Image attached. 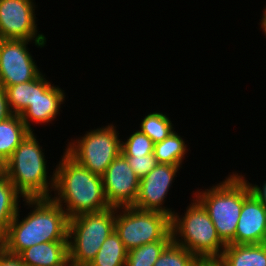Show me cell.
<instances>
[{
  "label": "cell",
  "mask_w": 266,
  "mask_h": 266,
  "mask_svg": "<svg viewBox=\"0 0 266 266\" xmlns=\"http://www.w3.org/2000/svg\"><path fill=\"white\" fill-rule=\"evenodd\" d=\"M33 208L22 221L19 210L0 241L8 253L18 255L31 246L51 241H68L69 217L51 198L24 199Z\"/></svg>",
  "instance_id": "1"
},
{
  "label": "cell",
  "mask_w": 266,
  "mask_h": 266,
  "mask_svg": "<svg viewBox=\"0 0 266 266\" xmlns=\"http://www.w3.org/2000/svg\"><path fill=\"white\" fill-rule=\"evenodd\" d=\"M53 173V191H56L55 196L58 194L50 198L65 210L69 218L110 207L105 197L102 176L79 164L66 151Z\"/></svg>",
  "instance_id": "2"
},
{
  "label": "cell",
  "mask_w": 266,
  "mask_h": 266,
  "mask_svg": "<svg viewBox=\"0 0 266 266\" xmlns=\"http://www.w3.org/2000/svg\"><path fill=\"white\" fill-rule=\"evenodd\" d=\"M250 193L247 180L238 173L230 174L226 180L209 190L195 192V199L207 211L218 236L225 244H235L243 202Z\"/></svg>",
  "instance_id": "3"
},
{
  "label": "cell",
  "mask_w": 266,
  "mask_h": 266,
  "mask_svg": "<svg viewBox=\"0 0 266 266\" xmlns=\"http://www.w3.org/2000/svg\"><path fill=\"white\" fill-rule=\"evenodd\" d=\"M36 138L29 132L5 162L6 177L23 199L50 198L54 189L55 174L48 182L47 162Z\"/></svg>",
  "instance_id": "4"
},
{
  "label": "cell",
  "mask_w": 266,
  "mask_h": 266,
  "mask_svg": "<svg viewBox=\"0 0 266 266\" xmlns=\"http://www.w3.org/2000/svg\"><path fill=\"white\" fill-rule=\"evenodd\" d=\"M192 201L184 217L176 212L172 216V240L201 260H218L226 244L218 236L207 211L196 199Z\"/></svg>",
  "instance_id": "5"
},
{
  "label": "cell",
  "mask_w": 266,
  "mask_h": 266,
  "mask_svg": "<svg viewBox=\"0 0 266 266\" xmlns=\"http://www.w3.org/2000/svg\"><path fill=\"white\" fill-rule=\"evenodd\" d=\"M116 207L69 218L68 259L75 266H88L103 242L115 230Z\"/></svg>",
  "instance_id": "6"
},
{
  "label": "cell",
  "mask_w": 266,
  "mask_h": 266,
  "mask_svg": "<svg viewBox=\"0 0 266 266\" xmlns=\"http://www.w3.org/2000/svg\"><path fill=\"white\" fill-rule=\"evenodd\" d=\"M116 213L115 231L128 251L156 241H172L171 218L168 215L132 206L116 208Z\"/></svg>",
  "instance_id": "7"
},
{
  "label": "cell",
  "mask_w": 266,
  "mask_h": 266,
  "mask_svg": "<svg viewBox=\"0 0 266 266\" xmlns=\"http://www.w3.org/2000/svg\"><path fill=\"white\" fill-rule=\"evenodd\" d=\"M118 135L116 126L106 125L73 140L76 142H69L65 151L92 173L102 176L112 161L121 154Z\"/></svg>",
  "instance_id": "8"
},
{
  "label": "cell",
  "mask_w": 266,
  "mask_h": 266,
  "mask_svg": "<svg viewBox=\"0 0 266 266\" xmlns=\"http://www.w3.org/2000/svg\"><path fill=\"white\" fill-rule=\"evenodd\" d=\"M33 0H0V39L34 40L44 47L46 37L38 34Z\"/></svg>",
  "instance_id": "9"
},
{
  "label": "cell",
  "mask_w": 266,
  "mask_h": 266,
  "mask_svg": "<svg viewBox=\"0 0 266 266\" xmlns=\"http://www.w3.org/2000/svg\"><path fill=\"white\" fill-rule=\"evenodd\" d=\"M29 40L0 39V86L4 89L37 78L41 72L28 51Z\"/></svg>",
  "instance_id": "10"
},
{
  "label": "cell",
  "mask_w": 266,
  "mask_h": 266,
  "mask_svg": "<svg viewBox=\"0 0 266 266\" xmlns=\"http://www.w3.org/2000/svg\"><path fill=\"white\" fill-rule=\"evenodd\" d=\"M102 182L110 207H131L135 204L140 178L134 173L122 154L108 166L102 175Z\"/></svg>",
  "instance_id": "11"
},
{
  "label": "cell",
  "mask_w": 266,
  "mask_h": 266,
  "mask_svg": "<svg viewBox=\"0 0 266 266\" xmlns=\"http://www.w3.org/2000/svg\"><path fill=\"white\" fill-rule=\"evenodd\" d=\"M181 166L159 163L146 176L140 179L139 192L135 204L132 206L143 211H157L174 215V210L164 207L166 195L172 185L173 178Z\"/></svg>",
  "instance_id": "12"
},
{
  "label": "cell",
  "mask_w": 266,
  "mask_h": 266,
  "mask_svg": "<svg viewBox=\"0 0 266 266\" xmlns=\"http://www.w3.org/2000/svg\"><path fill=\"white\" fill-rule=\"evenodd\" d=\"M41 73L37 77V98L20 115L22 121L30 132H33L30 120L35 123H48L55 120L60 105L64 103L65 93L59 87L52 85Z\"/></svg>",
  "instance_id": "13"
},
{
  "label": "cell",
  "mask_w": 266,
  "mask_h": 266,
  "mask_svg": "<svg viewBox=\"0 0 266 266\" xmlns=\"http://www.w3.org/2000/svg\"><path fill=\"white\" fill-rule=\"evenodd\" d=\"M266 243V206L251 192L243 202L235 244Z\"/></svg>",
  "instance_id": "14"
},
{
  "label": "cell",
  "mask_w": 266,
  "mask_h": 266,
  "mask_svg": "<svg viewBox=\"0 0 266 266\" xmlns=\"http://www.w3.org/2000/svg\"><path fill=\"white\" fill-rule=\"evenodd\" d=\"M18 256L27 266H59L68 259V241L40 243L26 248Z\"/></svg>",
  "instance_id": "15"
},
{
  "label": "cell",
  "mask_w": 266,
  "mask_h": 266,
  "mask_svg": "<svg viewBox=\"0 0 266 266\" xmlns=\"http://www.w3.org/2000/svg\"><path fill=\"white\" fill-rule=\"evenodd\" d=\"M218 261L223 266H266V243L226 244Z\"/></svg>",
  "instance_id": "16"
},
{
  "label": "cell",
  "mask_w": 266,
  "mask_h": 266,
  "mask_svg": "<svg viewBox=\"0 0 266 266\" xmlns=\"http://www.w3.org/2000/svg\"><path fill=\"white\" fill-rule=\"evenodd\" d=\"M30 131L20 115L12 114L0 122V159L6 162Z\"/></svg>",
  "instance_id": "17"
},
{
  "label": "cell",
  "mask_w": 266,
  "mask_h": 266,
  "mask_svg": "<svg viewBox=\"0 0 266 266\" xmlns=\"http://www.w3.org/2000/svg\"><path fill=\"white\" fill-rule=\"evenodd\" d=\"M19 197L23 196L5 176L0 180V241L5 237L9 224L19 210Z\"/></svg>",
  "instance_id": "18"
},
{
  "label": "cell",
  "mask_w": 266,
  "mask_h": 266,
  "mask_svg": "<svg viewBox=\"0 0 266 266\" xmlns=\"http://www.w3.org/2000/svg\"><path fill=\"white\" fill-rule=\"evenodd\" d=\"M128 250L114 230L88 266H125Z\"/></svg>",
  "instance_id": "19"
},
{
  "label": "cell",
  "mask_w": 266,
  "mask_h": 266,
  "mask_svg": "<svg viewBox=\"0 0 266 266\" xmlns=\"http://www.w3.org/2000/svg\"><path fill=\"white\" fill-rule=\"evenodd\" d=\"M187 150L183 138L175 131L163 141L154 143V156L158 163L181 166Z\"/></svg>",
  "instance_id": "20"
},
{
  "label": "cell",
  "mask_w": 266,
  "mask_h": 266,
  "mask_svg": "<svg viewBox=\"0 0 266 266\" xmlns=\"http://www.w3.org/2000/svg\"><path fill=\"white\" fill-rule=\"evenodd\" d=\"M12 114L21 115L37 98V78L5 88Z\"/></svg>",
  "instance_id": "21"
},
{
  "label": "cell",
  "mask_w": 266,
  "mask_h": 266,
  "mask_svg": "<svg viewBox=\"0 0 266 266\" xmlns=\"http://www.w3.org/2000/svg\"><path fill=\"white\" fill-rule=\"evenodd\" d=\"M201 259L173 240L164 248L154 266H197Z\"/></svg>",
  "instance_id": "22"
},
{
  "label": "cell",
  "mask_w": 266,
  "mask_h": 266,
  "mask_svg": "<svg viewBox=\"0 0 266 266\" xmlns=\"http://www.w3.org/2000/svg\"><path fill=\"white\" fill-rule=\"evenodd\" d=\"M140 131L157 143L167 138L174 129L166 114L153 112L144 117L140 124Z\"/></svg>",
  "instance_id": "23"
},
{
  "label": "cell",
  "mask_w": 266,
  "mask_h": 266,
  "mask_svg": "<svg viewBox=\"0 0 266 266\" xmlns=\"http://www.w3.org/2000/svg\"><path fill=\"white\" fill-rule=\"evenodd\" d=\"M171 241H156L128 251L125 266H154L161 252Z\"/></svg>",
  "instance_id": "24"
},
{
  "label": "cell",
  "mask_w": 266,
  "mask_h": 266,
  "mask_svg": "<svg viewBox=\"0 0 266 266\" xmlns=\"http://www.w3.org/2000/svg\"><path fill=\"white\" fill-rule=\"evenodd\" d=\"M154 153V142L140 130L129 136L127 141L121 142L123 156H142Z\"/></svg>",
  "instance_id": "25"
},
{
  "label": "cell",
  "mask_w": 266,
  "mask_h": 266,
  "mask_svg": "<svg viewBox=\"0 0 266 266\" xmlns=\"http://www.w3.org/2000/svg\"><path fill=\"white\" fill-rule=\"evenodd\" d=\"M131 169L141 179L153 170L159 163L154 153L142 156H124Z\"/></svg>",
  "instance_id": "26"
},
{
  "label": "cell",
  "mask_w": 266,
  "mask_h": 266,
  "mask_svg": "<svg viewBox=\"0 0 266 266\" xmlns=\"http://www.w3.org/2000/svg\"><path fill=\"white\" fill-rule=\"evenodd\" d=\"M0 266H27L18 255L8 253L0 246Z\"/></svg>",
  "instance_id": "27"
},
{
  "label": "cell",
  "mask_w": 266,
  "mask_h": 266,
  "mask_svg": "<svg viewBox=\"0 0 266 266\" xmlns=\"http://www.w3.org/2000/svg\"><path fill=\"white\" fill-rule=\"evenodd\" d=\"M12 115L7 101L5 89L0 86V122Z\"/></svg>",
  "instance_id": "28"
},
{
  "label": "cell",
  "mask_w": 266,
  "mask_h": 266,
  "mask_svg": "<svg viewBox=\"0 0 266 266\" xmlns=\"http://www.w3.org/2000/svg\"><path fill=\"white\" fill-rule=\"evenodd\" d=\"M249 187L251 189V192L266 206V182L264 181V185L261 189V186L258 185H252L251 183H248Z\"/></svg>",
  "instance_id": "29"
},
{
  "label": "cell",
  "mask_w": 266,
  "mask_h": 266,
  "mask_svg": "<svg viewBox=\"0 0 266 266\" xmlns=\"http://www.w3.org/2000/svg\"><path fill=\"white\" fill-rule=\"evenodd\" d=\"M6 176L5 173V162L0 159V180Z\"/></svg>",
  "instance_id": "30"
},
{
  "label": "cell",
  "mask_w": 266,
  "mask_h": 266,
  "mask_svg": "<svg viewBox=\"0 0 266 266\" xmlns=\"http://www.w3.org/2000/svg\"><path fill=\"white\" fill-rule=\"evenodd\" d=\"M261 28L263 29V31L266 35V8L264 9L263 17L261 20Z\"/></svg>",
  "instance_id": "31"
},
{
  "label": "cell",
  "mask_w": 266,
  "mask_h": 266,
  "mask_svg": "<svg viewBox=\"0 0 266 266\" xmlns=\"http://www.w3.org/2000/svg\"><path fill=\"white\" fill-rule=\"evenodd\" d=\"M59 266H75L69 259H67L63 264Z\"/></svg>",
  "instance_id": "32"
}]
</instances>
